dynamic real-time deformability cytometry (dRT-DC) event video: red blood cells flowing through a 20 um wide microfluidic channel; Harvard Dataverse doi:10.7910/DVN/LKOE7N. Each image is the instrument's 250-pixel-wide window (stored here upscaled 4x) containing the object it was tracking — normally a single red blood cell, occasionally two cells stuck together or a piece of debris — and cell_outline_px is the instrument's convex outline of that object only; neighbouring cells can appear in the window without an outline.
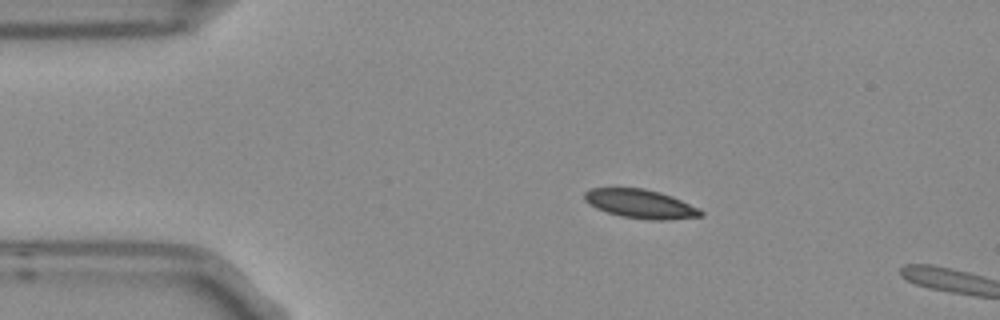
{"species": "Egyptian fruit bat (a non-hibernating species)", "species_latin": "Rousettus aegyptiacus", "temperature_condition": "room temperature", "stored_images_in_passage": 3, "camera_frame_rate_fps": 3000, "um_per_image_px": 0.085, "frame": {"image": 1, "passage_image": 1, "time_ms": 0.0, "image_size_px": [1000, 320], "cell_outline_px": [[704, 216], [664, 220], [652, 220], [620, 216], [596, 208], [584, 200], [584, 192], [592, 188], [644, 188], [660, 192], [672, 196], [700, 208], [704, 212]], "centroid_in_image_um": [54.47, 17.33], "position_along_channel_um": 30.5, "area_um2": 19.59}}